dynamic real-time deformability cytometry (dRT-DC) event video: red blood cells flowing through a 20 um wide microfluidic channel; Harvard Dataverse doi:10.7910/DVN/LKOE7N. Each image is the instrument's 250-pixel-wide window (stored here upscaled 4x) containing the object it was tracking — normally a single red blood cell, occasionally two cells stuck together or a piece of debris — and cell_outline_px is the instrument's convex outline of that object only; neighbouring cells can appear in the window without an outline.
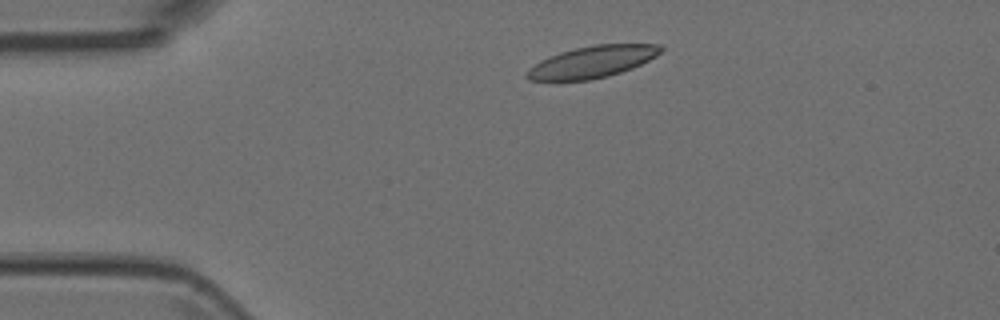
{"species": "Egyptian fruit bat (a non-hibernating species)", "species_latin": "Rousettus aegyptiacus", "temperature_condition": "room temperature", "stored_images_in_passage": 3, "camera_frame_rate_fps": 3000, "um_per_image_px": 0.085, "animal": {"sex": "female"}, "frame": {"image": 1, "passage_image": 2, "time_ms": 0.333, "image_size_px": [1000, 320], "cell_outline_px": [[664, 48], [656, 56], [632, 68], [608, 76], [592, 80], [528, 80], [524, 76], [524, 72], [528, 68], [540, 60], [548, 56], [560, 52], [592, 44], [660, 44]], "centroid_in_image_um": [50.3, 5.25], "position_along_channel_um": 34.7, "area_um2": 24.85}}